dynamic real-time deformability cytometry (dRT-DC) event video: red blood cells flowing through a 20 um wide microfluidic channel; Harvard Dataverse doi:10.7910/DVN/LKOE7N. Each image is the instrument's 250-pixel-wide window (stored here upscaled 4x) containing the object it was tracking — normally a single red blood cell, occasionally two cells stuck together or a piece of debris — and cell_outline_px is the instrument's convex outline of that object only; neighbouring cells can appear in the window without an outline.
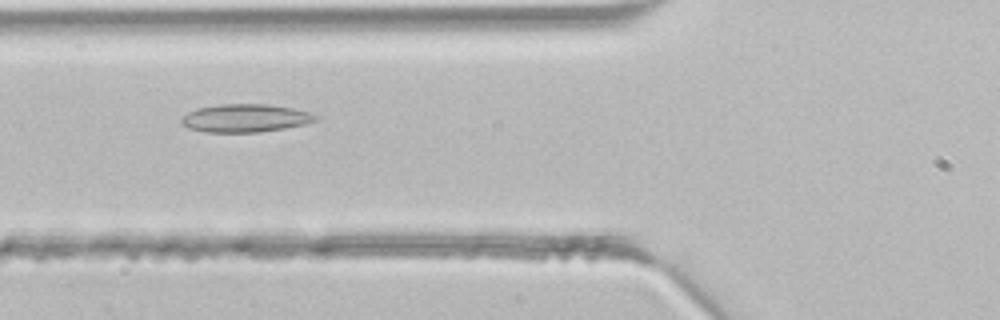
{"species": "common noctule bat (a hibernating species)", "species_latin": "Nyctalus noctula", "temperature_condition": "room temperature", "stored_images_in_passage": 43, "camera_frame_rate_fps": 3000, "um_per_image_px": 0.085, "animal": {"sex": "male", "body_mass_g": 21.5, "forearm_length_mm": 52.0}, "frame": {"image": 1, "passage_image": 16, "time_ms": 5.0, "image_size_px": [1000, 320], "cell_outline_px": [[320, 116], [316, 120], [304, 124], [284, 128], [260, 132], [204, 132], [188, 128], [180, 124], [180, 120], [188, 112], [200, 108], [220, 104], [268, 104], [292, 108], [308, 112]], "centroid_in_image_um": [20.83, 10.04], "position_along_channel_um": 105.0, "area_um2": 21.85}}
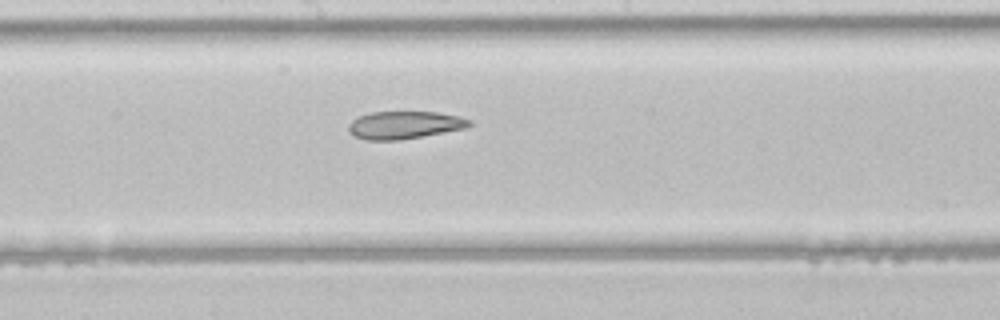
{"frame": {"image": 2, "passage_image": 23, "time_ms": 7.333, "image_size_px": [1000, 320], "cell_outline_px": [[472, 124], [468, 128], [400, 140], [368, 140], [356, 136], [348, 128], [348, 124], [356, 116], [372, 112], [436, 112], [460, 116], [472, 120]], "centroid_in_image_um": [34.42, 10.62], "position_along_channel_um": 213.8, "area_um2": 19.54}}
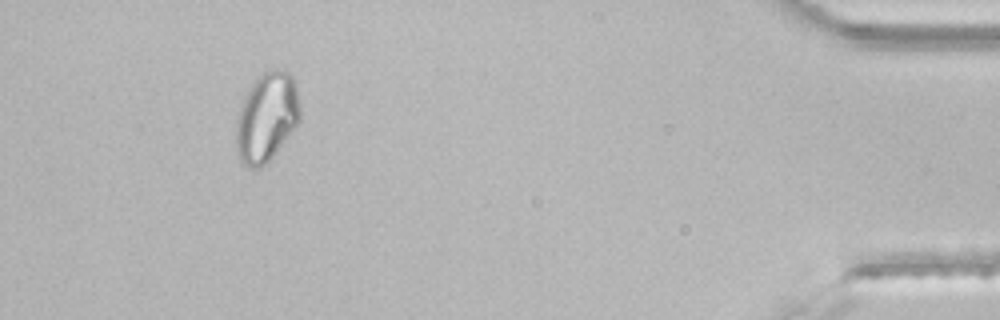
{"frame": {"image": 3, "passage_image": 40, "time_ms": 13.0, "image_size_px": [1000, 320], "cell_outline_px": [[300, 120], [272, 156], [260, 168], [248, 168], [240, 160], [236, 152], [236, 120], [240, 104], [244, 96], [252, 84], [264, 72], [276, 68], [284, 68], [292, 76], [296, 84], [300, 104]], "centroid_in_image_um": [22.66, 9.94], "position_along_channel_um": 412.5, "area_um2": 33.23}}